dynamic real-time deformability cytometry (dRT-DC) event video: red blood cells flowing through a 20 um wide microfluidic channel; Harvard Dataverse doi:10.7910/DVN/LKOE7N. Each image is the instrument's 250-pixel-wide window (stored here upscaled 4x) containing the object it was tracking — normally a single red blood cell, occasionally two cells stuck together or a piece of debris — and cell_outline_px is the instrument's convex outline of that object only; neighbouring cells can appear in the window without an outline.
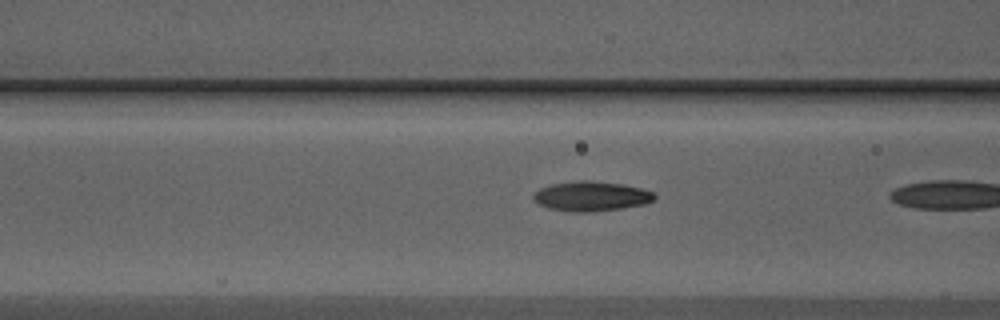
{"species": "Egyptian fruit bat (a non-hibernating species)", "species_latin": "Rousettus aegyptiacus", "temperature_condition": "warm", "stored_images_in_passage": 5, "camera_frame_rate_fps": 3000, "um_per_image_px": 0.085, "animal": {"sex": "male"}, "frame": {"image": 1, "passage_image": 4, "time_ms": 1.0, "image_size_px": [1000, 320], "cell_outline_px": [[656, 196], [652, 200], [644, 204], [620, 208], [592, 212], [572, 212], [548, 208], [532, 200], [532, 192], [540, 188], [552, 184], [580, 180], [588, 180], [624, 184], [640, 188], [652, 192]], "centroid_in_image_um": [50.19, 16.67], "position_along_channel_um": 116.4, "area_um2": 20.98}}